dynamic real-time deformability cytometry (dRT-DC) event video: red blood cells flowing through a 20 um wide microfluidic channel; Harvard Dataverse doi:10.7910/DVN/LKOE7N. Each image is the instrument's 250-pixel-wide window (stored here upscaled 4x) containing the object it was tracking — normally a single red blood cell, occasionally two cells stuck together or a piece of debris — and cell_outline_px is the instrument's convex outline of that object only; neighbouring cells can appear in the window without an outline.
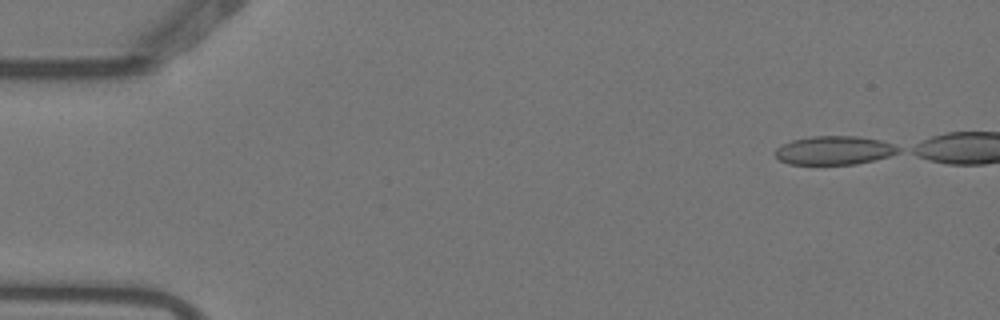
{"species": "Egyptian fruit bat (a non-hibernating species)", "species_latin": "Rousettus aegyptiacus", "temperature_condition": "warm", "stored_images_in_passage": 6, "camera_frame_rate_fps": 3000, "um_per_image_px": 0.085, "animal": {"sex": "female"}, "frame": {"image": 1, "passage_image": 1, "time_ms": 0.0, "image_size_px": [1000, 320], "cell_outline_px": [[900, 152], [888, 156], [856, 164], [788, 164], [780, 160], [776, 156], [776, 148], [792, 140], [812, 136], [856, 136], [880, 140], [892, 144], [900, 148]], "centroid_in_image_um": [70.91, 12.78], "position_along_channel_um": 14.1, "area_um2": 20.35}}
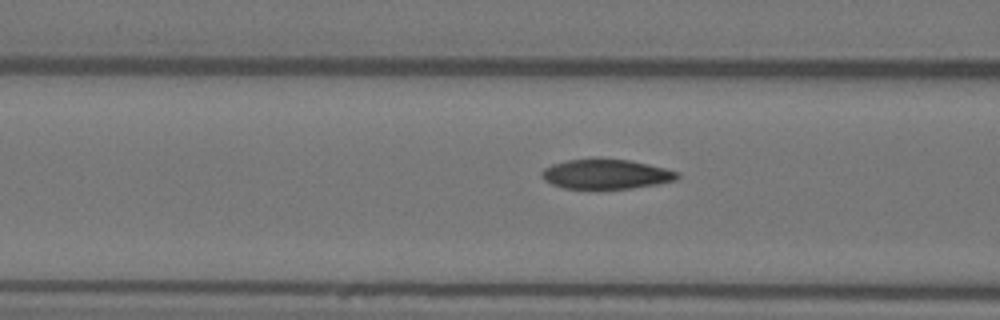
{"frame": {"image": 2, "passage_image": 6, "time_ms": 1.667, "image_size_px": [1000, 320], "cell_outline_px": [[680, 176], [676, 180], [656, 184], [632, 188], [564, 188], [552, 184], [544, 180], [540, 176], [540, 172], [544, 168], [552, 164], [568, 160], [596, 156], [600, 156], [628, 160], [648, 164], [680, 172]], "centroid_in_image_um": [51.48, 14.76], "position_along_channel_um": 115.1, "area_um2": 23.93}}